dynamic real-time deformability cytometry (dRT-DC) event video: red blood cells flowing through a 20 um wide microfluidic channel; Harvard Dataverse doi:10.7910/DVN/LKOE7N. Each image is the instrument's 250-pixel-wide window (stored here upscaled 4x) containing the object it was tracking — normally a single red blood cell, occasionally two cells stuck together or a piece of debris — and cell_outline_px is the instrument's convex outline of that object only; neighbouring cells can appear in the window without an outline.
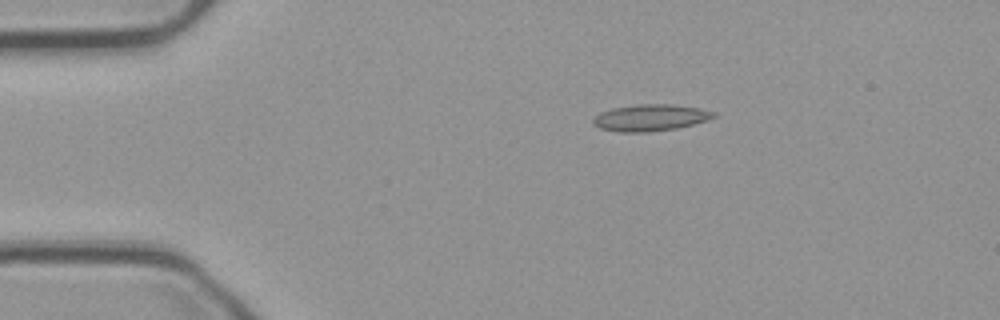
{"species": "common noctule bat (a hibernating species)", "species_latin": "Nyctalus noctula", "temperature_condition": "cold", "stored_images_in_passage": 32, "camera_frame_rate_fps": 3000, "um_per_image_px": 0.085, "animal": {"sex": "male", "body_mass_g": 23.1, "forearm_length_mm": 52.7}, "frame": {"image": 1, "passage_image": 1, "time_ms": 0.0, "image_size_px": [1000, 320], "cell_outline_px": [[700, 120], [684, 124], [664, 128], [608, 128], [628, 108], [684, 108]], "centroid_in_image_um": [55.55, 10.04], "position_along_channel_um": 29.5, "area_um2": 10.17}}
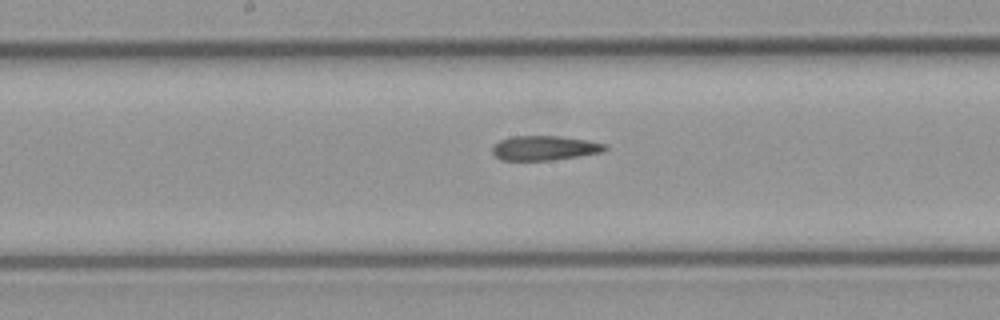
{"frame": {"image": 2, "passage_image": 19, "time_ms": 6.0, "image_size_px": [1000, 320], "cell_outline_px": [[600, 148], [588, 152], [564, 156], [528, 160], [520, 160], [500, 156], [496, 152], [496, 148], [500, 144], [508, 140], [572, 140], [596, 144]], "centroid_in_image_um": [46.12, 12.65], "position_along_channel_um": 202.1, "area_um2": 11.33}}
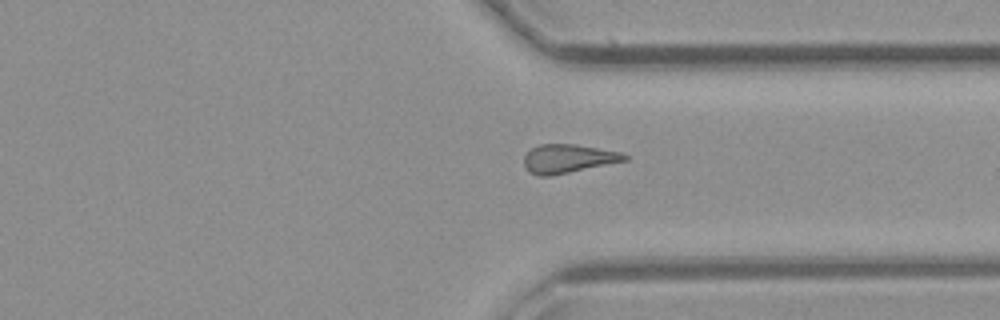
{"frame": {"image": 3, "passage_image": 32, "time_ms": 10.333, "image_size_px": [1000, 320], "cell_outline_px": [[624, 156], [620, 160], [560, 172], [536, 172], [552, 144], [556, 144], [588, 148], [608, 152]], "centroid_in_image_um": [48.79, 13.46], "position_along_channel_um": 362.6, "area_um2": 10.69}}